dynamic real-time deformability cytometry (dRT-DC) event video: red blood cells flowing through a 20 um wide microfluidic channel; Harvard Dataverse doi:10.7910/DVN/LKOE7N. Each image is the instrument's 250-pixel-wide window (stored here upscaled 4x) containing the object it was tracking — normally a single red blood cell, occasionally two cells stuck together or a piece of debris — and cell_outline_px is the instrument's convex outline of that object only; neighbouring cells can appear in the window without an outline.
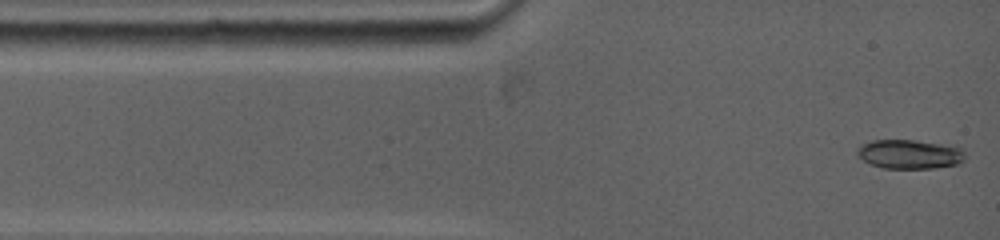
{"species": "common noctule bat (a hibernating species)", "species_latin": "Nyctalus noctula", "temperature_condition": "warm", "stored_images_in_passage": 18, "camera_frame_rate_fps": 5000, "um_per_image_px": 0.085, "animal": {"sex": "female", "body_mass_g": 19.0, "forearm_length_mm": 53.3}, "frame": {"image": 1, "passage_image": 1, "time_ms": 0.0, "image_size_px": [1000, 240], "cell_outline_px": [[964, 160], [956, 164], [932, 168], [884, 168], [872, 164], [864, 160], [856, 152], [856, 148], [860, 144], [872, 140], [916, 140], [956, 144], [964, 148]], "centroid_in_image_um": [77.38, 13.07], "position_along_channel_um": 7.6, "area_um2": 18.67}}
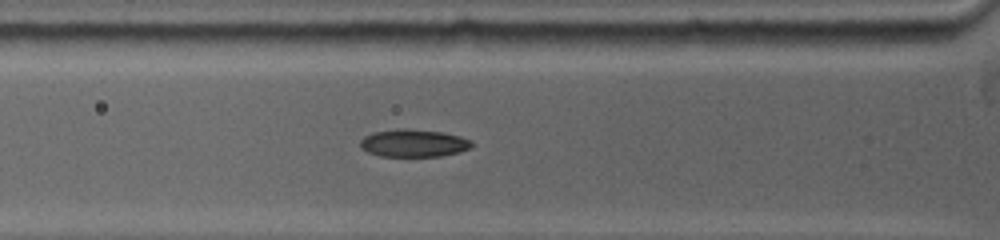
{"frame": {"image": 2, "passage_image": 8, "time_ms": 3.2, "image_size_px": [1000, 240], "cell_outline_px": [[472, 148], [460, 152], [440, 156], [380, 156], [368, 152], [360, 148], [360, 140], [364, 136], [372, 132], [396, 128], [408, 128], [440, 132], [460, 136], [472, 140]], "centroid_in_image_um": [35.14, 12.16], "position_along_channel_um": 90.7, "area_um2": 18.15}}
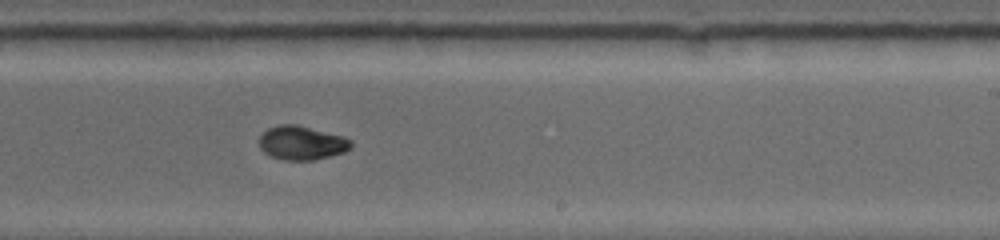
{"frame": {"image": 3, "passage_image": 18, "time_ms": 7.6, "image_size_px": [1000, 240], "cell_outline_px": [[352, 144], [344, 152], [312, 160], [284, 160], [272, 156], [264, 152], [260, 148], [260, 136], [268, 128], [280, 124], [296, 124], [344, 136], [352, 140]], "centroid_in_image_um": [25.64, 12.13], "position_along_channel_um": 263.4, "area_um2": 17.98}}